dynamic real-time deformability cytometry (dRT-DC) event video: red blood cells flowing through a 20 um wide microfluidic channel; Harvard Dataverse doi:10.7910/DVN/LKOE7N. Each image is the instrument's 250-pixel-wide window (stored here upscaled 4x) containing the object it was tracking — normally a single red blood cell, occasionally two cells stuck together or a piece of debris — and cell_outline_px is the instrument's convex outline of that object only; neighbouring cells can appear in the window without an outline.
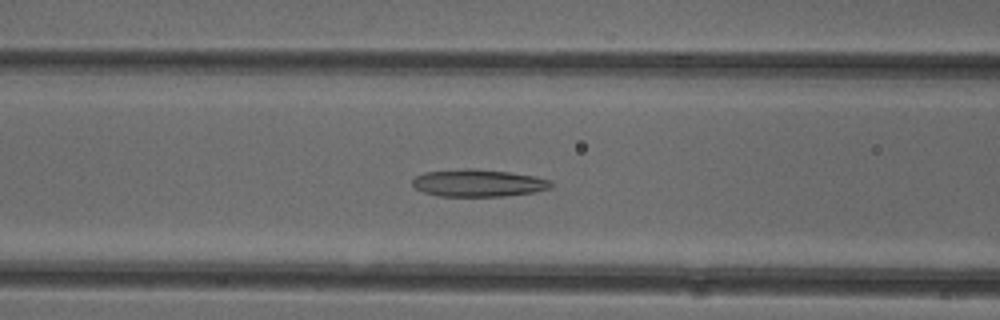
{"species": "common noctule bat (a hibernating species)", "species_latin": "Nyctalus noctula", "temperature_condition": "cold", "stored_images_in_passage": 52, "camera_frame_rate_fps": 3000, "um_per_image_px": 0.085, "animal": {"sex": "female"}, "frame": {"image": 1, "passage_image": 21, "time_ms": 6.667, "image_size_px": [1000, 320], "cell_outline_px": [[556, 184], [552, 188], [536, 192], [504, 196], [440, 196], [424, 192], [416, 188], [412, 184], [412, 180], [416, 176], [424, 172], [464, 168], [472, 168], [508, 172], [536, 176], [552, 180]], "centroid_in_image_um": [40.72, 15.55], "position_along_channel_um": 125.9, "area_um2": 22.31}}
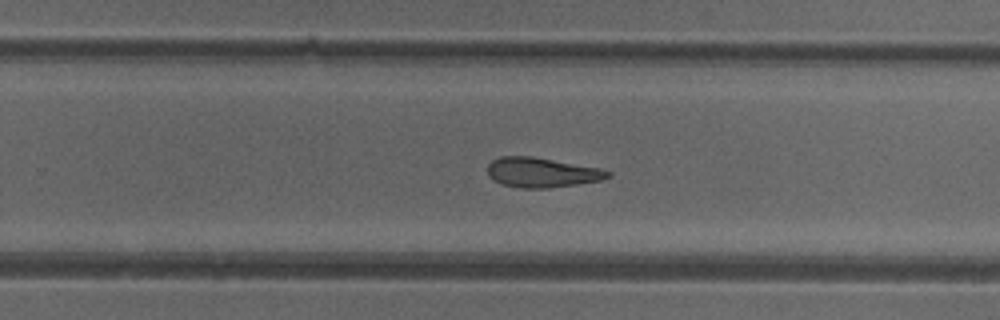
{"frame": {"image": 2, "passage_image": 33, "time_ms": 10.667, "image_size_px": [1000, 320], "cell_outline_px": [[612, 176], [600, 180], [576, 184], [548, 188], [520, 188], [500, 184], [488, 176], [488, 164], [492, 160], [500, 156], [532, 156], [600, 168], [612, 172]], "centroid_in_image_um": [46.03, 14.66], "position_along_channel_um": 283.8, "area_um2": 20.92}}
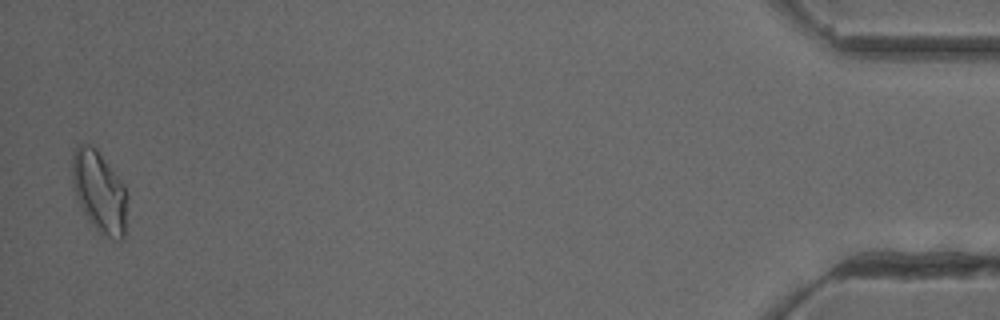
{"frame": {"image": 3, "passage_image": 51, "time_ms": 16.667, "image_size_px": [1000, 320], "cell_outline_px": [[128, 196], [124, 236], [120, 240], [112, 240], [100, 236], [88, 220], [76, 196], [72, 184], [72, 152], [76, 144], [88, 144], [96, 148], [124, 184]], "centroid_in_image_um": [8.45, 16.32], "position_along_channel_um": 426.7, "area_um2": 26.65}, "authors_computed_cell_mechanics": {"area_um2": 22.6576, "velocity_mm_per_s": 3.9642, "shape_relaxation_time_tau1_ms": null, "shape_relaxation_time_tau2_ms": 7.38, "deformation_change_tau1": null, "deformation_change_tau2": 0.1874}}